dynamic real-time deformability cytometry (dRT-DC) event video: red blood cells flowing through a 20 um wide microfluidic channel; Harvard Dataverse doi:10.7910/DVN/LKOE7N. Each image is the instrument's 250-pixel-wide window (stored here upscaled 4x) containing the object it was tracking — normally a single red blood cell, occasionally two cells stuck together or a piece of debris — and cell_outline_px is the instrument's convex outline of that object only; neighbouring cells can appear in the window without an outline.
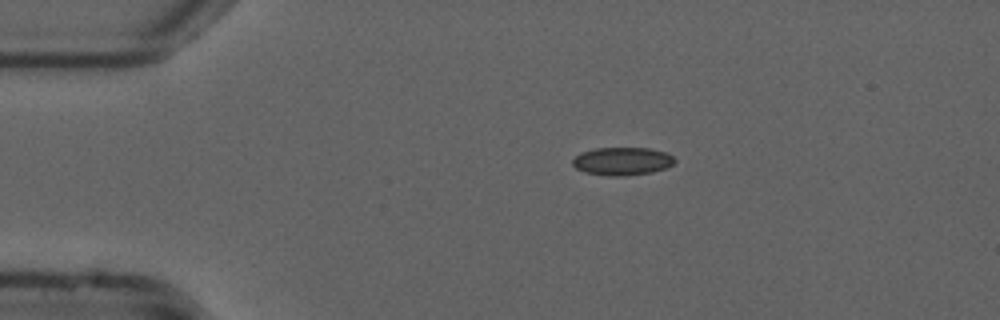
{"species": "common noctule bat (a hibernating species)", "species_latin": "Nyctalus noctula", "temperature_condition": "cold", "stored_images_in_passage": 8, "camera_frame_rate_fps": 3000, "um_per_image_px": 0.085, "animal": {"sex": "male", "forearm_length_mm": 52.5}, "frame": {"image": 1, "passage_image": 1, "time_ms": 0.0, "image_size_px": [1000, 320], "cell_outline_px": [[676, 160], [672, 164], [664, 168], [652, 172], [624, 176], [604, 176], [584, 172], [576, 168], [572, 164], [572, 160], [580, 152], [596, 148], [648, 148], [664, 152], [672, 156]], "centroid_in_image_um": [52.84, 13.71], "position_along_channel_um": 32.2, "area_um2": 16.65}}